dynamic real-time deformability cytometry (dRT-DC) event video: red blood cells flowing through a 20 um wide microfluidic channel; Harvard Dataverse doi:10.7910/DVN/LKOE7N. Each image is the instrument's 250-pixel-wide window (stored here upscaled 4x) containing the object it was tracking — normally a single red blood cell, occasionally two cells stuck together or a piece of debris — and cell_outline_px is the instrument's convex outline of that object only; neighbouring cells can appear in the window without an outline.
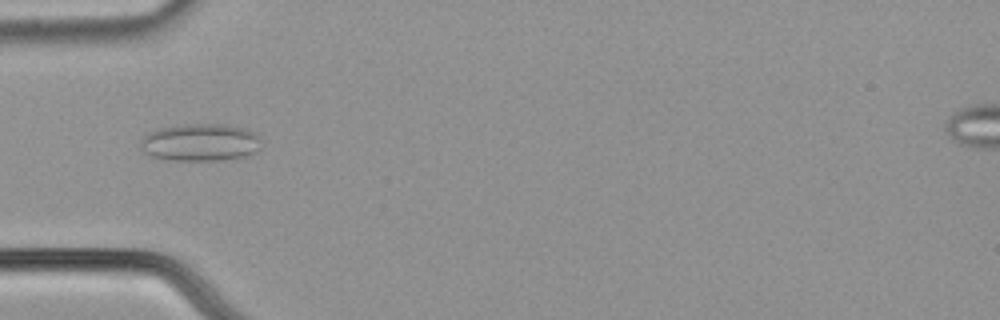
{"species": "common noctule bat (a hibernating species)", "species_latin": "Nyctalus noctula", "temperature_condition": "cold", "stored_images_in_passage": 50, "camera_frame_rate_fps": 3000, "um_per_image_px": 0.085, "animal": {"sex": "male", "body_mass_g": 21.5, "forearm_length_mm": 52.0}, "frame": {"image": 1, "passage_image": 14, "time_ms": 4.333, "image_size_px": [1000, 320], "cell_outline_px": [[260, 140], [256, 152], [248, 156], [224, 160], [168, 160], [152, 156], [144, 152], [140, 148], [140, 140], [148, 132], [160, 128], [176, 124], [224, 124], [244, 128], [256, 132], [260, 136]], "centroid_in_image_um": [17.02, 12.1], "position_along_channel_um": 68.0, "area_um2": 26.7}}
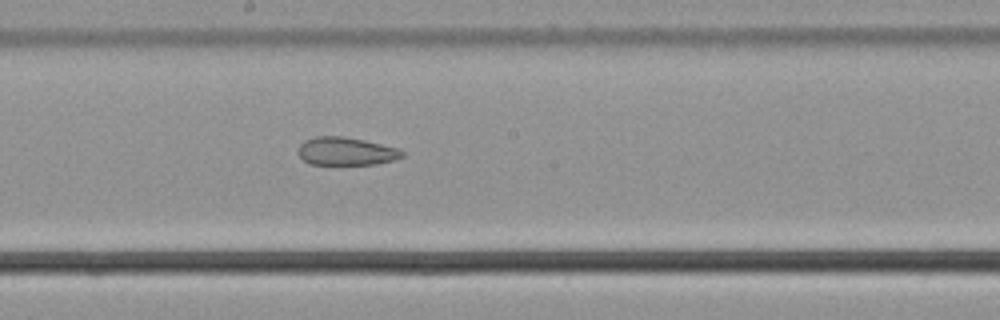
{"frame": {"image": 2, "passage_image": 26, "time_ms": 8.333, "image_size_px": [1000, 320], "cell_outline_px": [[404, 156], [396, 160], [376, 164], [308, 164], [300, 156], [300, 144], [304, 140], [316, 136], [344, 136], [364, 140], [396, 148], [404, 152]], "centroid_in_image_um": [29.43, 12.86], "position_along_channel_um": 218.8, "area_um2": 16.88}}
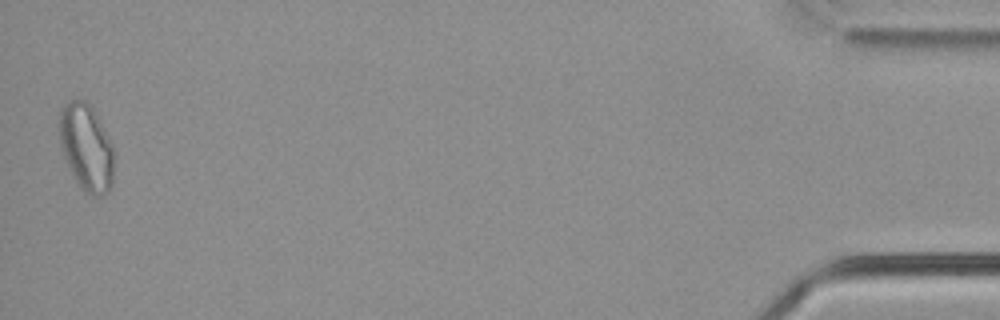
{"frame": {"image": 3, "passage_image": 50, "time_ms": 16.333, "image_size_px": [1000, 320], "cell_outline_px": [[112, 184], [108, 192], [100, 196], [92, 196], [84, 192], [80, 188], [72, 176], [60, 148], [60, 108], [68, 100], [84, 100], [92, 108], [112, 144]], "centroid_in_image_um": [7.31, 12.56], "position_along_channel_um": 427.9, "area_um2": 27.46}, "authors_computed_cell_mechanics": {"area_um2": 22.3686, "velocity_mm_per_s": 3.7869, "shape_relaxation_time_tau1_ms": null, "shape_relaxation_time_tau2_ms": 3.5715, "deformation_change_tau1": null, "deformation_change_tau2": 0.1065}}